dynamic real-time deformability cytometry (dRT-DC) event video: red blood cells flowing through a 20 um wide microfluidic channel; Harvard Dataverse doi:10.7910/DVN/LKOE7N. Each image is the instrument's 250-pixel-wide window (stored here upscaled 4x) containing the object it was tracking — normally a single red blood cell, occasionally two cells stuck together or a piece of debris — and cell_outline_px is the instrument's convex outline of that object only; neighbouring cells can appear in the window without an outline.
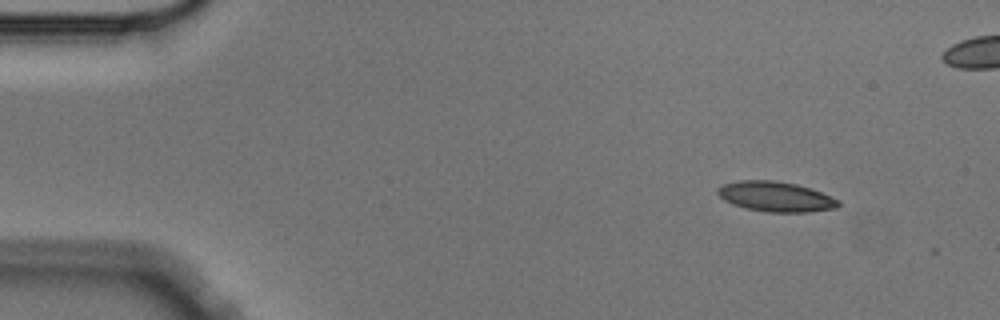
{"species": "Egyptian fruit bat (a non-hibernating species)", "species_latin": "Rousettus aegyptiacus", "temperature_condition": "cold", "stored_images_in_passage": 2, "camera_frame_rate_fps": 3000, "um_per_image_px": 0.085, "animal": {"sex": "male"}, "frame": {"image": 1, "passage_image": 1, "time_ms": 0.0, "image_size_px": [1000, 320], "cell_outline_px": [[840, 204], [836, 208], [808, 212], [768, 212], [744, 208], [732, 204], [724, 200], [716, 192], [716, 188], [724, 184], [740, 180], [772, 180], [796, 184], [812, 188], [840, 200]], "centroid_in_image_um": [65.93, 16.71], "position_along_channel_um": 19.1, "area_um2": 21.27}}